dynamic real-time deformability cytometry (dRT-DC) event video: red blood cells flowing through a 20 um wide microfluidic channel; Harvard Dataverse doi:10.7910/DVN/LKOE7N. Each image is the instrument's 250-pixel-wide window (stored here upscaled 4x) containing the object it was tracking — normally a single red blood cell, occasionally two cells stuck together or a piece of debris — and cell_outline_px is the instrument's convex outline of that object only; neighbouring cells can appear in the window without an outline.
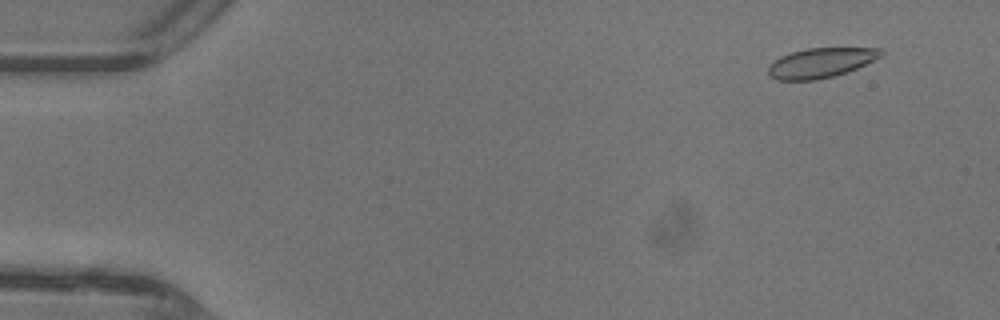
{"species": "common noctule bat (a hibernating species)", "species_latin": "Nyctalus noctula", "temperature_condition": "warm", "stored_images_in_passage": 47, "camera_frame_rate_fps": 3000, "um_per_image_px": 0.085, "animal": {"sex": "female"}, "frame": {"image": 1, "passage_image": 4, "time_ms": 1.0, "image_size_px": [1000, 320], "cell_outline_px": [[884, 56], [848, 72], [816, 80], [776, 80], [768, 72], [768, 64], [780, 56], [792, 52], [808, 48], [880, 48], [884, 52]], "centroid_in_image_um": [69.79, 5.33], "position_along_channel_um": 15.2, "area_um2": 19.65}}
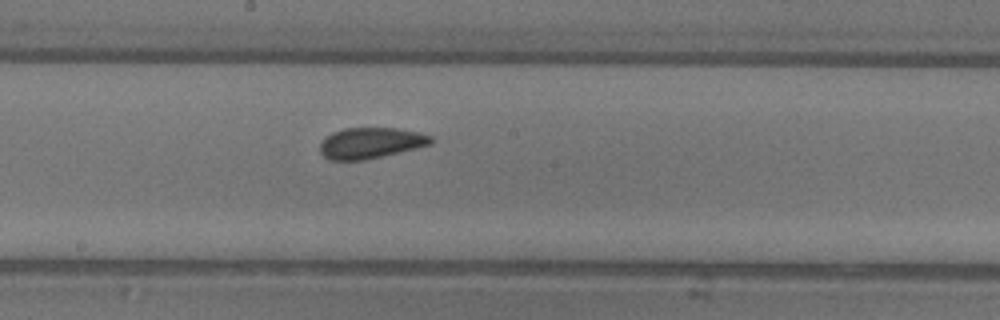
{"frame": {"image": 2, "passage_image": 26, "time_ms": 8.333, "image_size_px": [1000, 320], "cell_outline_px": [[432, 144], [416, 148], [364, 160], [328, 160], [320, 152], [320, 144], [332, 132], [344, 128], [396, 128], [420, 132], [432, 136]], "centroid_in_image_um": [31.51, 12.15], "position_along_channel_um": 216.7, "area_um2": 19.88}}
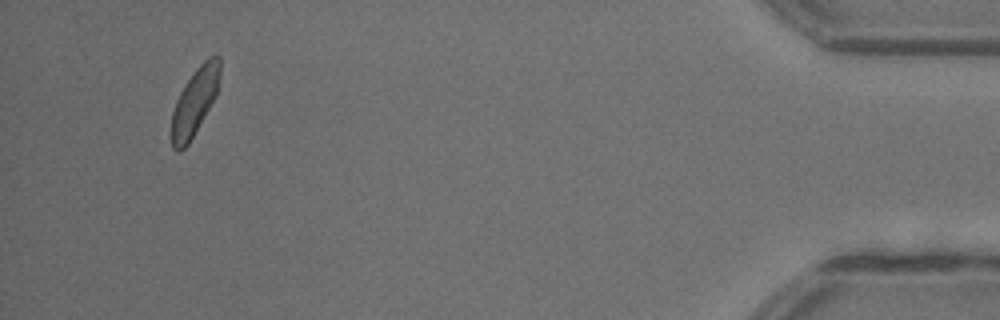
{"frame": {"image": 3, "passage_image": 45, "time_ms": 14.667, "image_size_px": [1000, 320], "cell_outline_px": [[220, 72], [216, 96], [188, 144], [180, 152], [176, 152], [172, 148], [172, 112], [176, 100], [180, 92], [196, 68], [208, 56], [220, 56]], "centroid_in_image_um": [16.55, 8.65], "position_along_channel_um": 418.7, "area_um2": 18.67}, "authors_computed_cell_mechanics": {"area_um2": 20.0566, "velocity_mm_per_s": 4.3896, "shape_relaxation_time_tau1_ms": 4.2169, "shape_relaxation_time_tau2_ms": 0.8935, "deformation_change_tau1": 0.1024, "deformation_change_tau2": 0.0481}}